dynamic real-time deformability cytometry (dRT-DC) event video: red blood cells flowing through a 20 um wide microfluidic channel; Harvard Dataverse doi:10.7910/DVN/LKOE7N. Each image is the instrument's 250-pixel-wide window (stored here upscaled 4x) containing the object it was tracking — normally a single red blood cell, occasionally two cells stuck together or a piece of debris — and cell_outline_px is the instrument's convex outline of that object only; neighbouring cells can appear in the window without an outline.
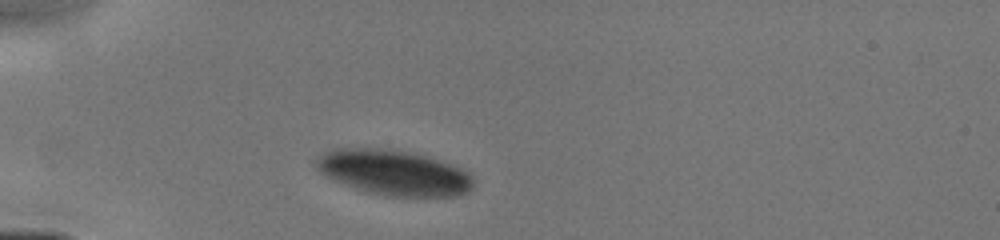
{"species": "human", "species_latin": "Homo sapiens", "temperature_condition": "cold", "stored_images_in_passage": 5, "camera_frame_rate_fps": 3000, "um_per_image_px": 0.085, "donor": {"sex": "male"}, "frame": {"image": 1, "passage_image": 1, "time_ms": 0.0, "image_size_px": [1000, 240], "cell_outline_px": [[472, 188], [456, 196], [384, 196], [364, 192], [332, 180], [324, 176], [316, 168], [316, 160], [324, 152], [332, 148], [388, 148], [412, 152], [428, 156], [472, 172]], "centroid_in_image_um": [33.44, 14.66], "position_along_channel_um": 51.6, "area_um2": 41.91}}